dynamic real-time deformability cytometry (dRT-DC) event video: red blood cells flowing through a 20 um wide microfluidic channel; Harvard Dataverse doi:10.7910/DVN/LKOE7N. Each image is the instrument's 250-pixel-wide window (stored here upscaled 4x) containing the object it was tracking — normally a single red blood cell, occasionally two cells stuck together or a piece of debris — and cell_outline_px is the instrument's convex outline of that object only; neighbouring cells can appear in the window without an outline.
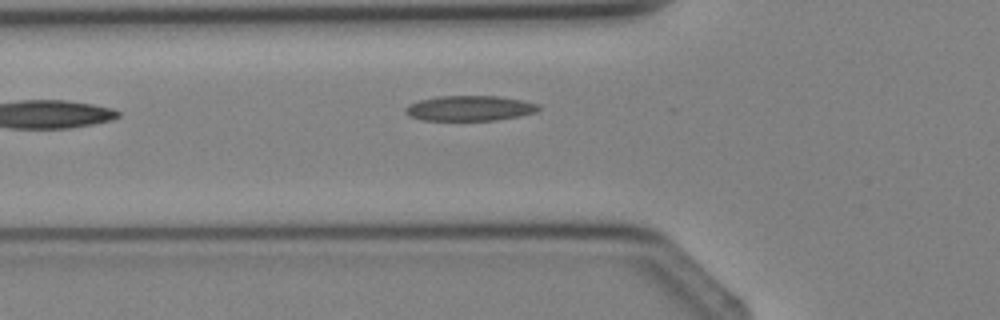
{"species": "Egyptian fruit bat (a non-hibernating species)", "species_latin": "Rousettus aegyptiacus", "temperature_condition": "cold", "stored_images_in_passage": 4, "camera_frame_rate_fps": 3000, "um_per_image_px": 0.085, "animal": {"sex": "female"}, "frame": {"image": 1, "passage_image": 4, "time_ms": 4.333, "image_size_px": [1000, 320], "cell_outline_px": [[540, 108], [536, 112], [520, 116], [496, 120], [424, 120], [408, 116], [404, 112], [404, 108], [408, 104], [420, 100], [440, 96], [496, 96], [520, 100], [536, 104]], "centroid_in_image_um": [39.87, 9.2], "position_along_channel_um": 85.9, "area_um2": 19.42}}